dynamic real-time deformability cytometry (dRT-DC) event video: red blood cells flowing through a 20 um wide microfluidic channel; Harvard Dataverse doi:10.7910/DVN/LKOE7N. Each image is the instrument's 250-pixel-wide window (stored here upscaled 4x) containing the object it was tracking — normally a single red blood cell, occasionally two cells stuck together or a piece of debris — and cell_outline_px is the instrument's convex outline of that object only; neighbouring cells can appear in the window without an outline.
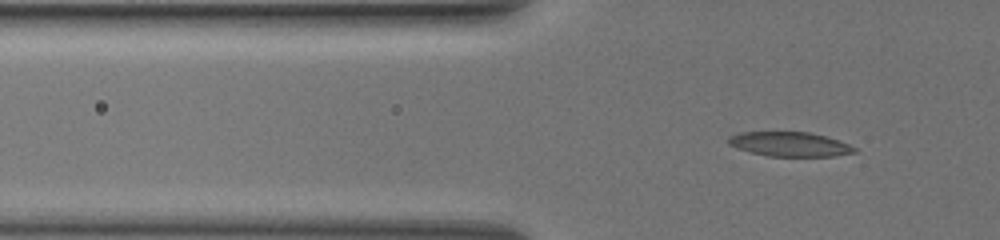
{"species": "common noctule bat (a hibernating species)", "species_latin": "Nyctalus noctula", "temperature_condition": "warm", "stored_images_in_passage": 51, "camera_frame_rate_fps": 3000, "um_per_image_px": 0.085, "animal": {"sex": "female", "body_mass_g": 19.5, "forearm_length_mm": 54.1}, "frame": {"image": 1, "passage_image": 22, "time_ms": 7.0, "image_size_px": [1000, 240], "cell_outline_px": [[860, 152], [836, 156], [768, 156], [752, 152], [728, 144], [728, 136], [740, 132], [808, 132], [824, 136], [848, 144], [856, 148]], "centroid_in_image_um": [67.15, 12.26], "position_along_channel_um": 58.6, "area_um2": 17.8}}
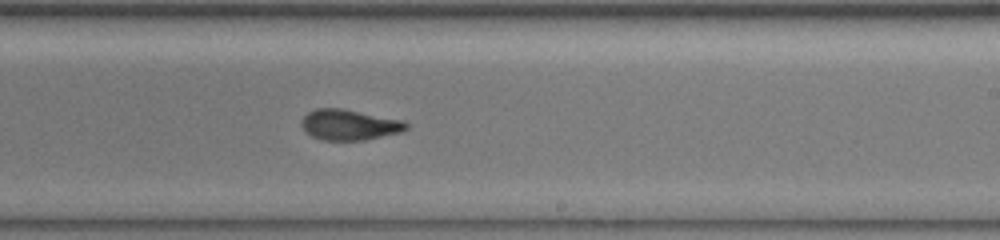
{"frame": {"image": 2, "passage_image": 39, "time_ms": 12.667, "image_size_px": [1000, 240], "cell_outline_px": [[408, 128], [400, 132], [364, 140], [324, 140], [312, 136], [304, 132], [300, 124], [300, 120], [308, 112], [316, 108], [340, 108], [404, 120], [408, 124]], "centroid_in_image_um": [29.66, 10.6], "position_along_channel_um": 259.3, "area_um2": 18.73}}
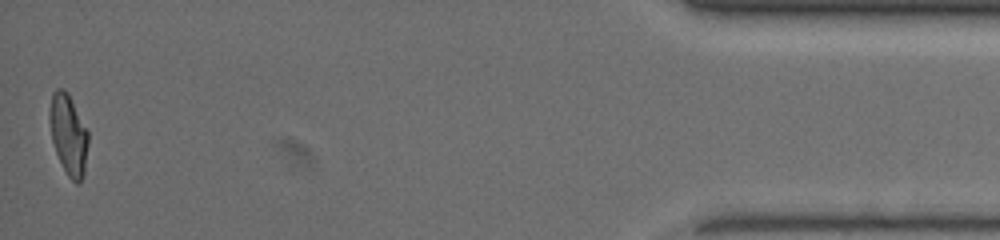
{"frame": {"image": 3, "passage_image": 51, "time_ms": 16.667, "image_size_px": [1000, 240], "cell_outline_px": [[88, 144], [84, 176], [80, 184], [76, 184], [68, 176], [56, 152], [52, 140], [48, 116], [48, 112], [52, 92], [56, 88], [64, 88], [68, 92], [88, 132]], "centroid_in_image_um": [5.81, 11.42], "position_along_channel_um": 429.4, "area_um2": 18.26}, "authors_computed_cell_mechanics": {"area_um2": 18.6116, "velocity_mm_per_s": 3.8553, "shape_relaxation_time_tau1_ms": null, "shape_relaxation_time_tau2_ms": 1.9612, "deformation_change_tau1": null, "deformation_change_tau2": 0.0702}}